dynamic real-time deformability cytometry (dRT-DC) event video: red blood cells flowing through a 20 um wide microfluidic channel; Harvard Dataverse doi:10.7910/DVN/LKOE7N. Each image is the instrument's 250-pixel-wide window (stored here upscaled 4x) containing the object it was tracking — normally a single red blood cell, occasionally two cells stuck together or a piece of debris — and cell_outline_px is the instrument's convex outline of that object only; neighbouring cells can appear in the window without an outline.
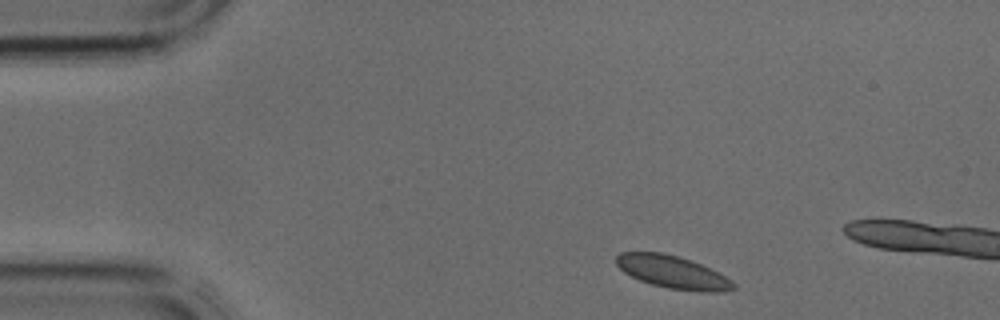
{"species": "common noctule bat (a hibernating species)", "species_latin": "Nyctalus noctula", "temperature_condition": "cold", "stored_images_in_passage": 2, "camera_frame_rate_fps": 3000, "um_per_image_px": 0.085, "animal": {"sex": "male", "body_mass_g": 17.9, "forearm_length_mm": 54.2}, "frame": {"image": 1, "passage_image": 1, "time_ms": 0.0, "image_size_px": [1000, 320], "cell_outline_px": [[736, 288], [720, 292], [704, 292], [668, 288], [652, 284], [640, 280], [624, 272], [616, 264], [616, 256], [620, 252], [660, 252], [676, 256], [700, 264], [732, 280], [736, 284]], "centroid_in_image_um": [57.17, 23.13], "position_along_channel_um": 27.8, "area_um2": 21.96}}